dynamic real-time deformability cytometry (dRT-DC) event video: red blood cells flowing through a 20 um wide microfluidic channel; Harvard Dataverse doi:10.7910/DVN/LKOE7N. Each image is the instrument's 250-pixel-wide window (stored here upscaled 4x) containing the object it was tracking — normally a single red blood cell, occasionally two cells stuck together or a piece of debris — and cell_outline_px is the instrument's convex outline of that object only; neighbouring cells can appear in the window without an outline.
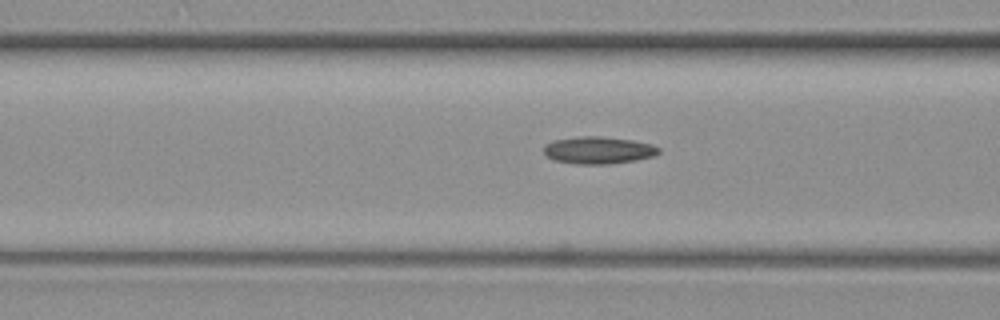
{"species": "common noctule bat (a hibernating species)", "species_latin": "Nyctalus noctula", "temperature_condition": "warm", "stored_images_in_passage": 38, "camera_frame_rate_fps": 3000, "um_per_image_px": 0.085, "animal": {"sex": "female", "body_mass_g": 19.3, "forearm_length_mm": 54.1}, "frame": {"image": 1, "passage_image": 13, "time_ms": 4.0, "image_size_px": [1000, 320], "cell_outline_px": [[660, 152], [652, 156], [632, 160], [608, 164], [576, 164], [552, 160], [544, 156], [544, 144], [552, 140], [580, 136], [600, 136], [632, 140], [652, 144], [660, 148]], "centroid_in_image_um": [50.79, 12.76], "position_along_channel_um": 115.8, "area_um2": 18.32}}
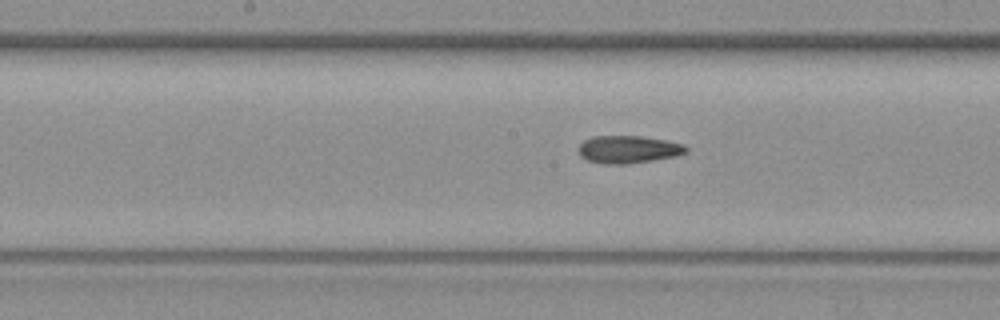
{"frame": {"image": 2, "passage_image": 20, "time_ms": 6.333, "image_size_px": [1000, 320], "cell_outline_px": [[688, 152], [676, 156], [628, 164], [604, 164], [588, 160], [580, 156], [580, 144], [584, 140], [592, 136], [640, 136], [664, 140], [684, 144], [688, 148]], "centroid_in_image_um": [53.42, 12.7], "position_along_channel_um": 194.8, "area_um2": 17.22}}
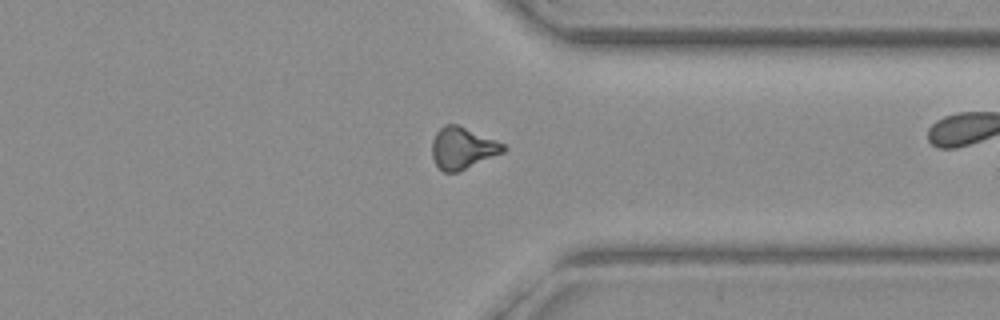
{"frame": {"image": 3, "passage_image": 36, "time_ms": 11.667, "image_size_px": [1000, 320], "cell_outline_px": [[508, 148], [504, 152], [460, 172], [444, 172], [436, 164], [432, 156], [432, 140], [436, 132], [444, 124], [456, 124], [496, 140], [504, 144]], "centroid_in_image_um": [39.32, 12.6], "position_along_channel_um": 372.1, "area_um2": 17.4}}